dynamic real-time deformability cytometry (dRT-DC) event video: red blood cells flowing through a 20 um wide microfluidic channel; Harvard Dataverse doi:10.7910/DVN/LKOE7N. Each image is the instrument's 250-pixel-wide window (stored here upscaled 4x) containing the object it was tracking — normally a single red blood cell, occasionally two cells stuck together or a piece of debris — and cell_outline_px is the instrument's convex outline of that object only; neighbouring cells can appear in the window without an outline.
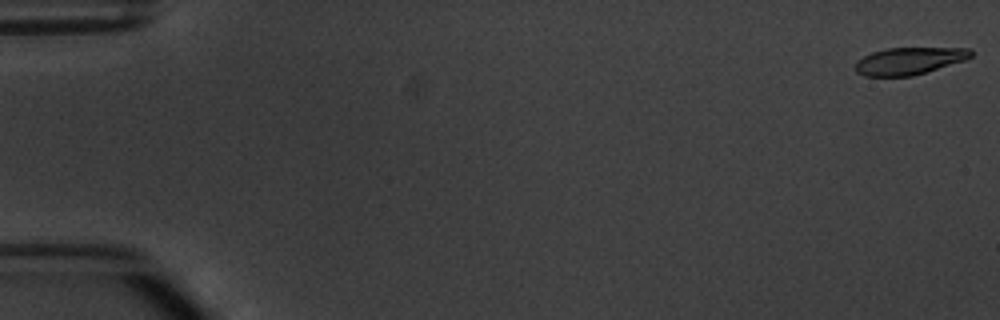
{"species": "common noctule bat (a hibernating species)", "species_latin": "Nyctalus noctula", "temperature_condition": "warm", "stored_images_in_passage": 7, "camera_frame_rate_fps": 3000, "um_per_image_px": 0.085, "animal": {"sex": "male", "body_mass_g": 20.1, "forearm_length_mm": 53.5}, "frame": {"image": 1, "passage_image": 1, "time_ms": 0.0, "image_size_px": [1000, 320], "cell_outline_px": [[972, 56], [964, 60], [912, 76], [864, 76], [856, 72], [856, 60], [872, 52], [888, 48], [972, 48]], "centroid_in_image_um": [77.26, 5.17], "position_along_channel_um": 7.7, "area_um2": 18.15}}
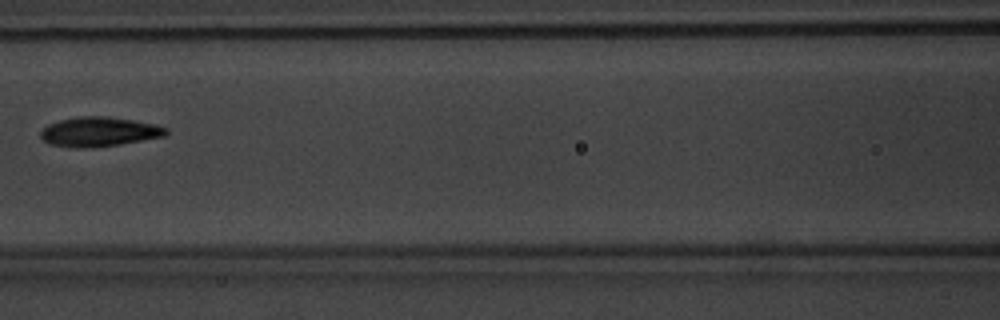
{"frame": {"image": 2, "passage_image": 7, "time_ms": 8.0, "image_size_px": [1000, 320], "cell_outline_px": [[168, 132], [164, 136], [120, 144], [92, 148], [80, 148], [52, 144], [44, 140], [40, 136], [40, 132], [48, 124], [60, 120], [76, 116], [104, 116], [132, 120], [156, 124], [168, 128]], "centroid_in_image_um": [8.43, 11.19], "position_along_channel_um": 158.2, "area_um2": 21.44}}